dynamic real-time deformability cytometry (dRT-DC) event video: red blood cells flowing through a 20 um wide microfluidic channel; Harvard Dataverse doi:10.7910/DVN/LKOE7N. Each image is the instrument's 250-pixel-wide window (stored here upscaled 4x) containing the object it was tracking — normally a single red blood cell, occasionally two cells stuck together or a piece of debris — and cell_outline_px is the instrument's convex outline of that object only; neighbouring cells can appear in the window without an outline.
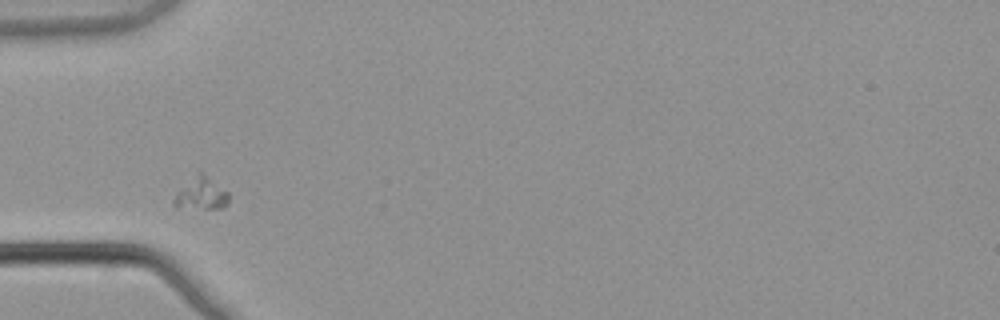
{"species": "common noctule bat (a hibernating species)", "species_latin": "Nyctalus noctula", "temperature_condition": "warm", "stored_images_in_passage": 2, "camera_frame_rate_fps": 3000, "um_per_image_px": 0.085, "animal": {"sex": "male", "body_mass_g": 21.5, "forearm_length_mm": 52.0}, "frame": {"image": 1, "passage_image": 1, "time_ms": 0.0, "image_size_px": [1000, 320], "cell_outline_px": [[228, 204], [224, 208], [176, 208], [172, 204], [172, 200], [176, 192], [200, 168], [228, 192]], "centroid_in_image_um": [17.07, 16.43], "position_along_channel_um": 67.9, "area_um2": 10.75}}
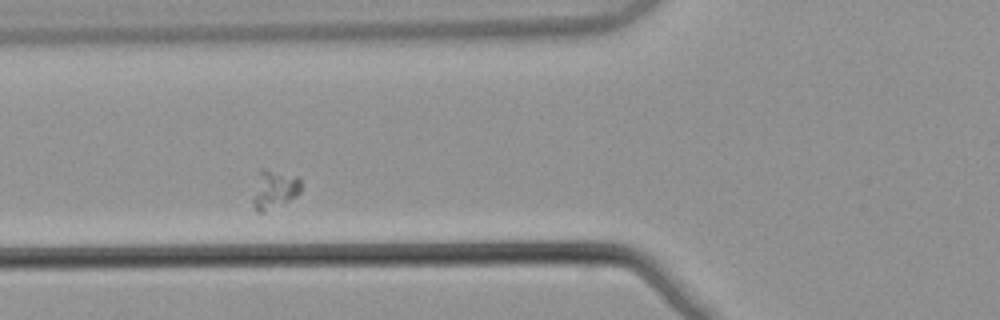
{"frame": {"image": 2, "passage_image": 2, "time_ms": 0.333, "image_size_px": [1000, 320], "cell_outline_px": [[300, 192], [296, 196], [264, 212], [256, 212], [252, 200], [260, 168], [264, 168], [296, 176], [300, 180]], "centroid_in_image_um": [23.3, 16.09], "position_along_channel_um": 102.5, "area_um2": 10.58}}